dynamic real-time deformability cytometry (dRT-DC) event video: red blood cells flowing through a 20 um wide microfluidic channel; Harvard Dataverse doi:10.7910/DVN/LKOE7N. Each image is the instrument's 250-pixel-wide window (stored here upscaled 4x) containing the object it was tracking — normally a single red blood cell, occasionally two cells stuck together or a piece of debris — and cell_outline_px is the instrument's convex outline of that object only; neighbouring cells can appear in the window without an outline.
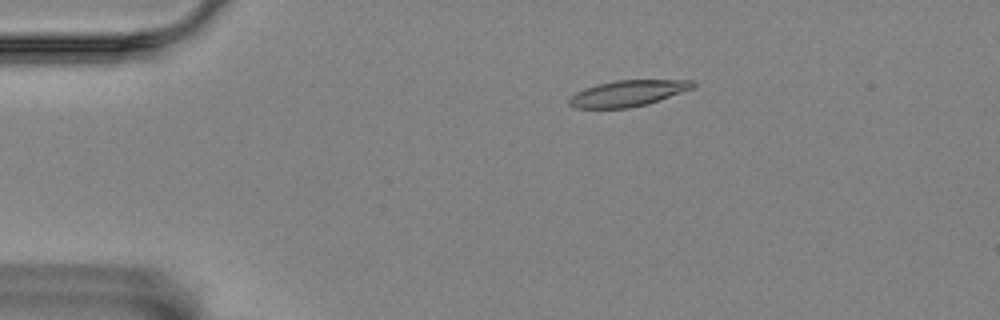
{"species": "Egyptian fruit bat (a non-hibernating species)", "species_latin": "Rousettus aegyptiacus", "temperature_condition": "room temperature", "stored_images_in_passage": 5, "camera_frame_rate_fps": 3000, "um_per_image_px": 0.085, "animal": {"sex": "female"}, "frame": {"image": 1, "passage_image": 1, "time_ms": 0.0, "image_size_px": [1000, 320], "cell_outline_px": [[696, 88], [648, 104], [628, 108], [576, 108], [568, 104], [568, 100], [576, 92], [584, 88], [596, 84], [616, 80], [696, 80]], "centroid_in_image_um": [53.42, 7.92], "position_along_channel_um": 31.6, "area_um2": 19.02}}
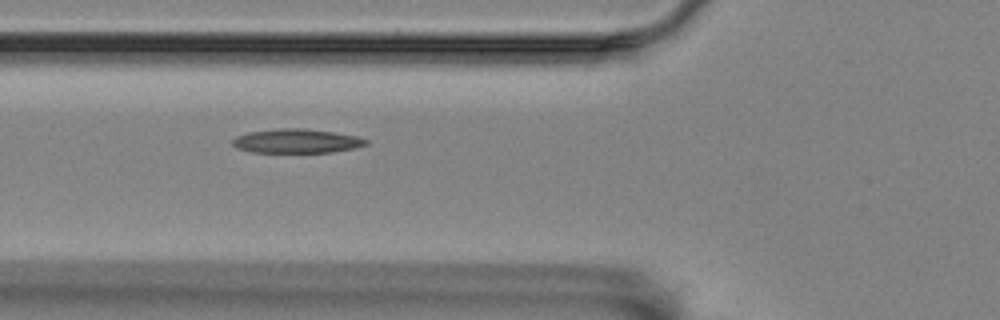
{"frame": {"image": 2, "passage_image": 4, "time_ms": 1.0, "image_size_px": [1000, 320], "cell_outline_px": [[368, 144], [356, 148], [332, 152], [252, 152], [236, 148], [232, 144], [232, 140], [236, 136], [248, 132], [280, 128], [304, 128], [360, 136], [368, 140]], "centroid_in_image_um": [25.23, 11.98], "position_along_channel_um": 100.6, "area_um2": 18.84}}
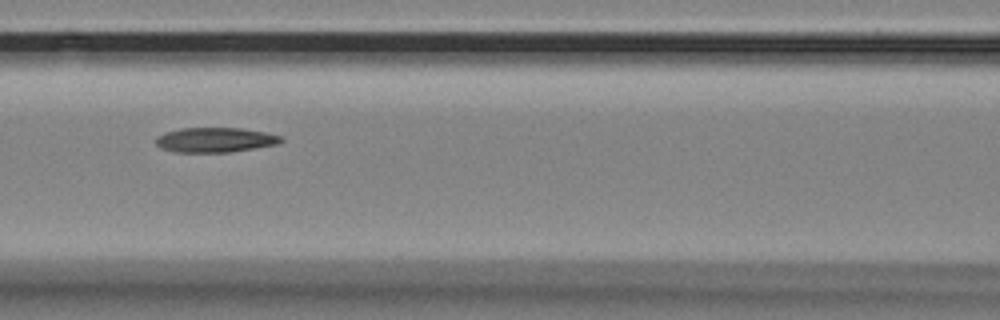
{"frame": {"image": 3, "passage_image": 5, "time_ms": 1.333, "image_size_px": [1000, 320], "cell_outline_px": [[284, 140], [276, 144], [232, 152], [172, 152], [160, 148], [156, 144], [156, 136], [164, 132], [180, 128], [240, 128], [264, 132], [284, 136]], "centroid_in_image_um": [18.26, 11.89], "position_along_channel_um": 148.3, "area_um2": 18.21}}